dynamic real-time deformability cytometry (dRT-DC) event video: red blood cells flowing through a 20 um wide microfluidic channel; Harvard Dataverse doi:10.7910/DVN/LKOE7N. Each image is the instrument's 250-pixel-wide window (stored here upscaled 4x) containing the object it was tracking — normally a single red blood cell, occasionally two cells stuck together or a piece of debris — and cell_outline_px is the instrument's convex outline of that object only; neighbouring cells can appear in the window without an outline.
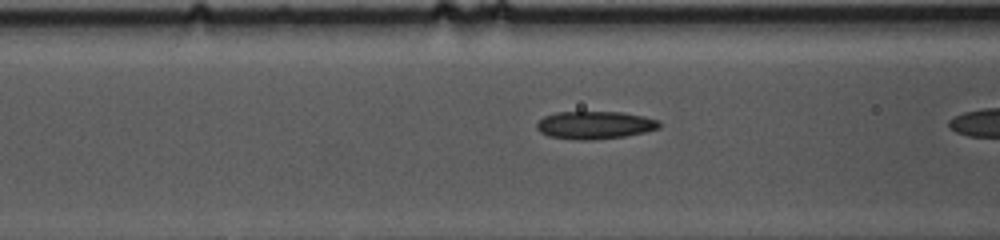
{"species": "common noctule bat (a hibernating species)", "species_latin": "Nyctalus noctula", "temperature_condition": "cold", "stored_images_in_passage": 18, "camera_frame_rate_fps": 3000, "um_per_image_px": 0.085, "animal": {"sex": "female", "body_mass_g": 10.0, "forearm_length_mm": 53.1}, "frame": {"image": 1, "passage_image": 15, "time_ms": 4.667, "image_size_px": [1000, 240], "cell_outline_px": [[660, 128], [644, 132], [624, 136], [592, 140], [580, 140], [548, 136], [540, 132], [536, 128], [536, 124], [544, 116], [556, 112], [624, 112], [644, 116], [660, 120]], "centroid_in_image_um": [50.57, 10.62], "position_along_channel_um": 116.0, "area_um2": 19.88}}